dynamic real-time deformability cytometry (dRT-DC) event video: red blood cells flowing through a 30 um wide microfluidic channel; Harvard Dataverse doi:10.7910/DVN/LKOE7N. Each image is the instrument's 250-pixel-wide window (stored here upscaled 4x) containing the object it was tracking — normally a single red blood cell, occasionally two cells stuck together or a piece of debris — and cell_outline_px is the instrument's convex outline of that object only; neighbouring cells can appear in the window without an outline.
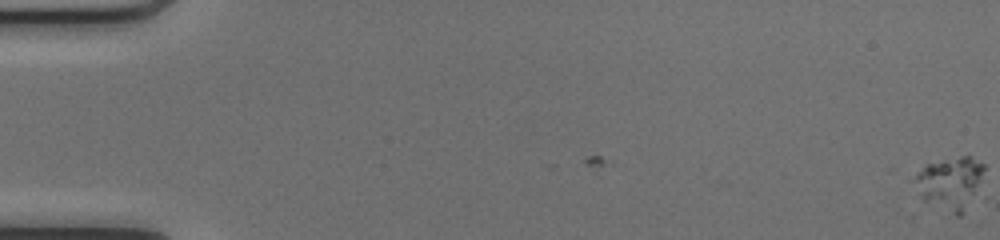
{"species": "common noctule bat (a hibernating species)", "species_latin": "Nyctalus noctula", "temperature_condition": "cold", "stored_images_in_passage": 3, "camera_frame_rate_fps": 3000, "um_per_image_px": 0.085, "animal": {"sex": "female", "body_mass_g": 17.0, "forearm_length_mm": 48.0}, "frame": {"image": 1, "passage_image": 3, "time_ms": 0.667, "image_size_px": [1000, 240], "cell_outline_px": [[984, 168], [980, 192], [960, 216], [956, 216], [924, 200], [920, 196], [916, 180], [916, 176], [928, 164], [960, 156], [972, 156], [984, 164]], "centroid_in_image_um": [80.87, 15.58], "position_along_channel_um": 4.1, "area_um2": 21.04}}